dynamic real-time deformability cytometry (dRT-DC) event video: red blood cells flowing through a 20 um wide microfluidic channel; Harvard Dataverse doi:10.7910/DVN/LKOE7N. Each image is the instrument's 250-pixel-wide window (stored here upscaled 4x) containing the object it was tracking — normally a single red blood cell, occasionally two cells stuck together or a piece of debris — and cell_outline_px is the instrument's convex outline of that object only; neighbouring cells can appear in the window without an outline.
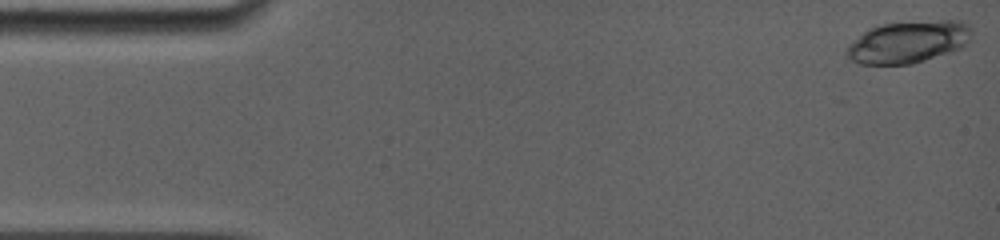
{"species": "common noctule bat (a hibernating species)", "species_latin": "Nyctalus noctula", "temperature_condition": "room temperature", "stored_images_in_passage": 13, "camera_frame_rate_fps": 5000, "um_per_image_px": 0.085, "animal": {"sex": "female", "body_mass_g": 19.0, "forearm_length_mm": 56.7}, "frame": {"image": 1, "passage_image": 1, "time_ms": 0.0, "image_size_px": [1000, 240], "cell_outline_px": [[972, 40], [968, 44], [960, 48], [912, 64], [860, 64], [848, 60], [844, 56], [844, 52], [848, 44], [868, 28], [880, 24], [940, 20], [964, 20], [972, 28]], "centroid_in_image_um": [77.19, 3.56], "position_along_channel_um": 7.8, "area_um2": 31.15}}
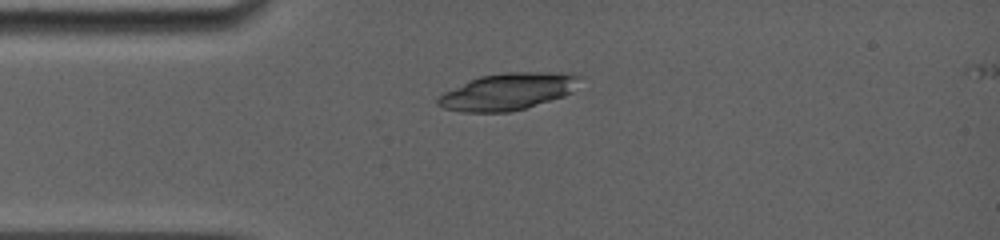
{"frame": {"image": 2, "passage_image": 11, "time_ms": 3.6, "image_size_px": [1000, 240], "cell_outline_px": [[580, 76], [572, 92], [564, 96], [524, 108], [508, 112], [464, 112], [444, 108], [436, 104], [436, 100], [444, 92], [468, 80], [480, 76], [504, 72], [560, 72]], "centroid_in_image_um": [43.12, 7.78], "position_along_channel_um": 41.9, "area_um2": 30.23}}